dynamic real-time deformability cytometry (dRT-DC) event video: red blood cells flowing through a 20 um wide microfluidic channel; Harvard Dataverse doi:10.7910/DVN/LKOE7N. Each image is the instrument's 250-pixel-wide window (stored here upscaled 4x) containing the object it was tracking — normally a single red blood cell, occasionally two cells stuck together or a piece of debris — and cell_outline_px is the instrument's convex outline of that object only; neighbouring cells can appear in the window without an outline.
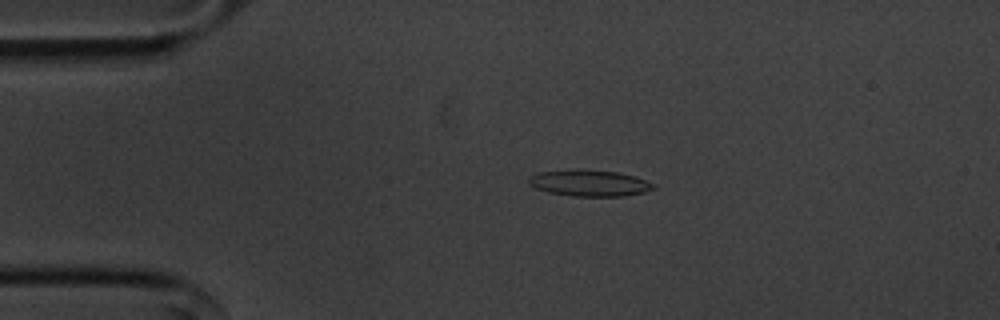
{"species": "common noctule bat (a hibernating species)", "species_latin": "Nyctalus noctula", "temperature_condition": "cold", "stored_images_in_passage": 54, "camera_frame_rate_fps": 3000, "um_per_image_px": 0.085, "animal": {"sex": "male", "body_mass_g": 20.1, "forearm_length_mm": 53.5}, "frame": {"image": 1, "passage_image": 11, "time_ms": 3.333, "image_size_px": [1000, 320], "cell_outline_px": [[656, 188], [644, 192], [624, 196], [572, 196], [548, 192], [536, 188], [528, 184], [528, 180], [532, 176], [540, 172], [572, 168], [580, 168], [616, 172], [636, 176], [656, 184]], "centroid_in_image_um": [50.12, 15.55], "position_along_channel_um": 34.9, "area_um2": 19.42}}
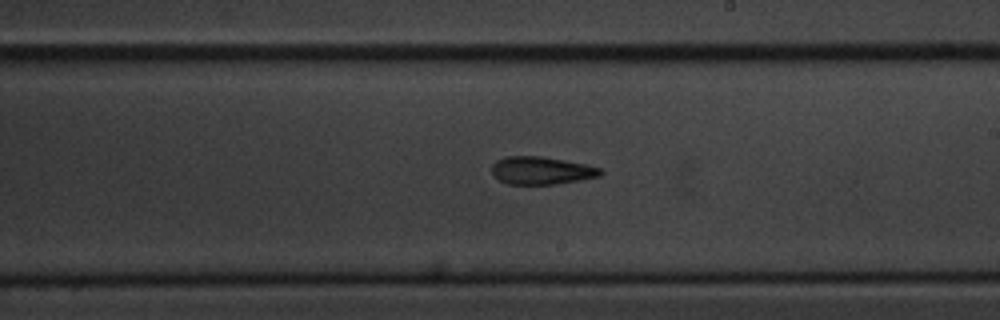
{"frame": {"image": 2, "passage_image": 31, "time_ms": 10.0, "image_size_px": [1000, 320], "cell_outline_px": [[604, 172], [600, 176], [556, 184], [508, 184], [500, 180], [492, 172], [492, 164], [496, 160], [504, 156], [544, 156], [604, 168]], "centroid_in_image_um": [46.04, 14.48], "position_along_channel_um": 243.0, "area_um2": 17.63}}
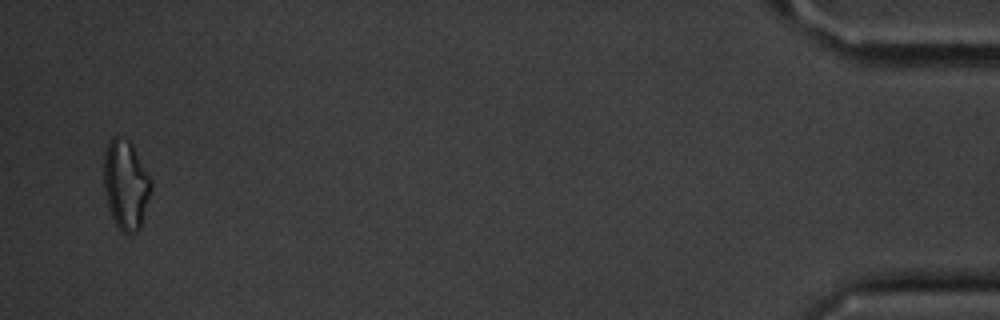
{"frame": {"image": 3, "passage_image": 53, "time_ms": 17.333, "image_size_px": [1000, 320], "cell_outline_px": [[152, 188], [140, 228], [132, 236], [128, 236], [116, 224], [108, 208], [104, 188], [104, 156], [108, 144], [112, 136], [120, 136], [128, 140], [132, 144], [152, 180]], "centroid_in_image_um": [10.7, 15.71], "position_along_channel_um": 424.5, "area_um2": 24.68}, "authors_computed_cell_mechanics": {"area_um2": 18.4671, "velocity_mm_per_s": 3.6361, "shape_relaxation_time_tau1_ms": 7.8964, "shape_relaxation_time_tau2_ms": 4.5353, "deformation_change_tau1": 0.1708, "deformation_change_tau2": 0.1605}}